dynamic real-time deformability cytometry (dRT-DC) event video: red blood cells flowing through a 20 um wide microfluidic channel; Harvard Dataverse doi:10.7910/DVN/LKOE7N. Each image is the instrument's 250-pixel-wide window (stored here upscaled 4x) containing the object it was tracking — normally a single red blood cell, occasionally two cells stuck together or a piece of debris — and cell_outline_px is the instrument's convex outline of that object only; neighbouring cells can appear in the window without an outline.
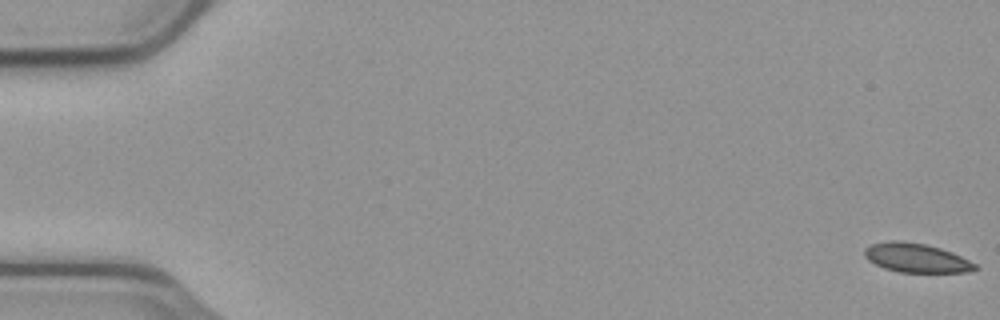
{"species": "common noctule bat (a hibernating species)", "species_latin": "Nyctalus noctula", "temperature_condition": "cold", "stored_images_in_passage": 57, "camera_frame_rate_fps": 3000, "um_per_image_px": 0.085, "animal": {"sex": "male", "body_mass_g": 23.1, "forearm_length_mm": 52.7}, "frame": {"image": 1, "passage_image": 1, "time_ms": 0.0, "image_size_px": [1000, 320], "cell_outline_px": [[980, 268], [968, 272], [900, 272], [884, 268], [868, 260], [864, 256], [864, 248], [872, 244], [892, 240], [896, 240], [924, 244], [940, 248], [952, 252], [976, 264]], "centroid_in_image_um": [77.88, 21.92], "position_along_channel_um": 7.1, "area_um2": 18.61}}
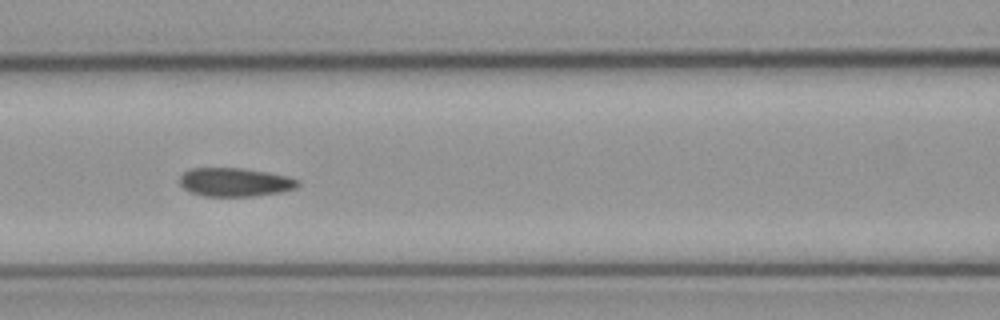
{"frame": {"image": 2, "passage_image": 25, "time_ms": 8.0, "image_size_px": [1000, 320], "cell_outline_px": [[300, 184], [296, 188], [280, 192], [252, 196], [204, 196], [192, 192], [184, 188], [180, 184], [180, 176], [184, 172], [192, 168], [240, 168], [268, 172], [288, 176], [300, 180]], "centroid_in_image_um": [20.0, 15.48], "position_along_channel_um": 146.6, "area_um2": 19.65}}
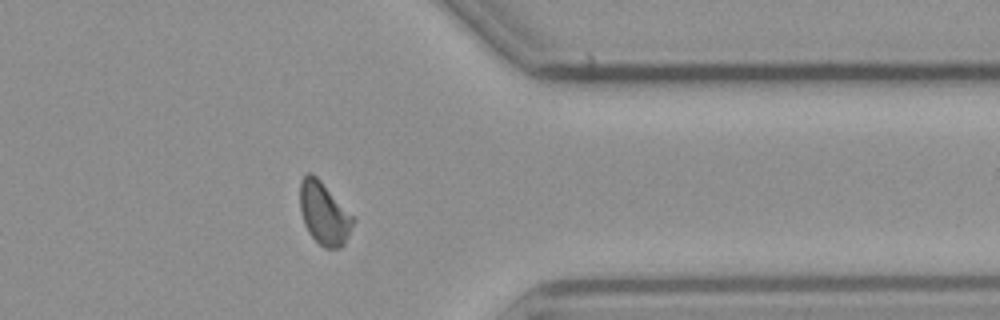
{"frame": {"image": 3, "passage_image": 45, "time_ms": 14.667, "image_size_px": [1000, 320], "cell_outline_px": [[356, 220], [344, 244], [340, 248], [324, 248], [308, 232], [304, 224], [300, 212], [300, 180], [308, 172], [312, 172], [356, 216]], "centroid_in_image_um": [27.57, 18.12], "position_along_channel_um": 383.8, "area_um2": 19.71}, "authors_computed_cell_mechanics": {"area_um2": 19.652, "velocity_mm_per_s": 3.7242, "shape_relaxation_time_tau1_ms": null, "shape_relaxation_time_tau2_ms": 2.1458, "deformation_change_tau1": null, "deformation_change_tau2": 0.0617}}